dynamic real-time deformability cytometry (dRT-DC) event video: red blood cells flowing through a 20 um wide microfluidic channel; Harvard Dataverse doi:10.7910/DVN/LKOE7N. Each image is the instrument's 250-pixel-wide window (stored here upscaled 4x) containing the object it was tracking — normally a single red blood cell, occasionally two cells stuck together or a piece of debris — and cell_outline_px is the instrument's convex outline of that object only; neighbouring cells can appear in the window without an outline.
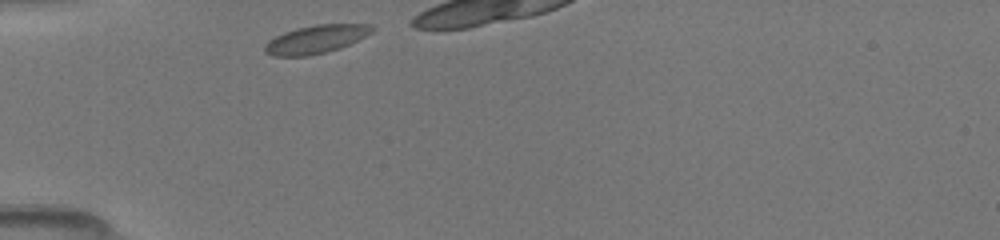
{"species": "common noctule bat (a hibernating species)", "species_latin": "Nyctalus noctula", "temperature_condition": "room temperature", "stored_images_in_passage": 7, "camera_frame_rate_fps": 3000, "um_per_image_px": 0.085, "animal": {"sex": "female", "body_mass_g": 19.5, "forearm_length_mm": 54.1}, "frame": {"image": 1, "passage_image": 1, "time_ms": 0.0, "image_size_px": [1000, 240], "cell_outline_px": [[376, 28], [372, 32], [340, 48], [308, 56], [272, 56], [264, 52], [264, 44], [268, 40], [284, 32], [296, 28], [316, 24], [372, 24]], "centroid_in_image_um": [26.82, 3.33], "position_along_channel_um": 58.2, "area_um2": 17.63}}